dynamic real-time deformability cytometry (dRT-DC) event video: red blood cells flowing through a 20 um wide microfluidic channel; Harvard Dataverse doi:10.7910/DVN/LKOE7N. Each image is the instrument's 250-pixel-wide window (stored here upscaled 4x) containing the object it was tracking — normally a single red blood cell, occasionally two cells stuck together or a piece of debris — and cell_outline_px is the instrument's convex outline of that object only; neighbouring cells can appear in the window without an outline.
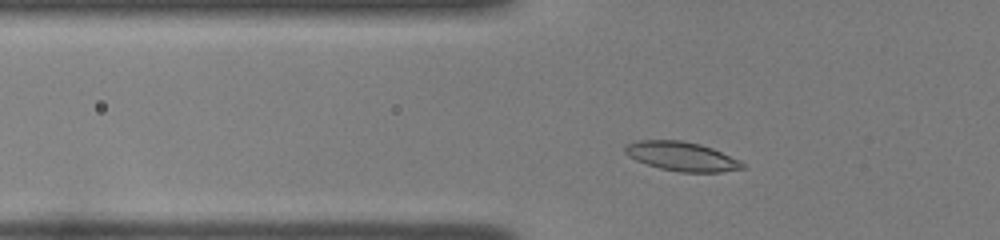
{"species": "common noctule bat (a hibernating species)", "species_latin": "Nyctalus noctula", "temperature_condition": "room temperature", "stored_images_in_passage": 44, "camera_frame_rate_fps": 3000, "um_per_image_px": 0.085, "animal": {"sex": "female", "body_mass_g": 22.0, "forearm_length_mm": 56.7}, "frame": {"image": 1, "passage_image": 10, "time_ms": 3.0, "image_size_px": [1000, 240], "cell_outline_px": [[744, 168], [720, 172], [680, 172], [660, 168], [636, 160], [628, 156], [624, 152], [624, 148], [628, 144], [640, 140], [680, 140], [700, 144], [712, 148], [740, 160], [744, 164]], "centroid_in_image_um": [57.95, 13.29], "position_along_channel_um": 67.9, "area_um2": 19.77}}
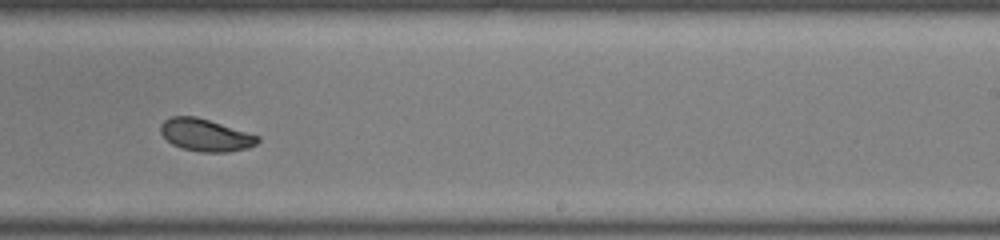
{"frame": {"image": 2, "passage_image": 26, "time_ms": 8.333, "image_size_px": [1000, 240], "cell_outline_px": [[260, 140], [256, 144], [248, 148], [228, 152], [200, 152], [180, 148], [172, 144], [160, 132], [160, 124], [164, 120], [172, 116], [196, 116], [260, 136]], "centroid_in_image_um": [17.46, 11.48], "position_along_channel_um": 271.5, "area_um2": 18.32}}
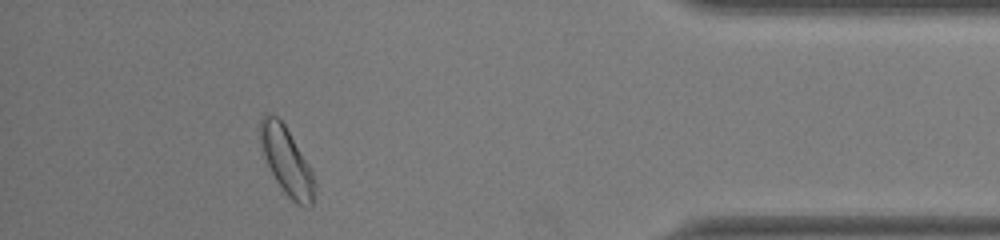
{"frame": {"image": 3, "passage_image": 39, "time_ms": 12.667, "image_size_px": [1000, 240], "cell_outline_px": [[316, 188], [312, 204], [296, 204], [284, 192], [276, 180], [264, 156], [260, 140], [260, 120], [264, 116], [276, 116], [284, 124], [312, 172], [316, 184]], "centroid_in_image_um": [24.36, 13.71], "position_along_channel_um": 410.8, "area_um2": 20.52}}